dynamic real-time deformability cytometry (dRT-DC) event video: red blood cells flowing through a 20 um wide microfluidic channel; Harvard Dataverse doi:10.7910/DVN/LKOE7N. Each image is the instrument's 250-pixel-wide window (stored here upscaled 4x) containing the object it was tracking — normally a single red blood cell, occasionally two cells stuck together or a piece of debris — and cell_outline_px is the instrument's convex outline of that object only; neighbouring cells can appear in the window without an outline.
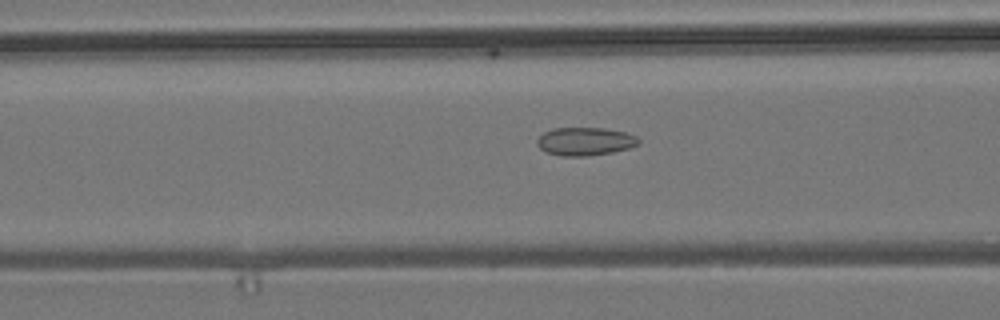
{"species": "common noctule bat (a hibernating species)", "species_latin": "Nyctalus noctula", "temperature_condition": "room temperature", "stored_images_in_passage": 39, "camera_frame_rate_fps": 3000, "um_per_image_px": 0.085, "animal": {"sex": "male", "body_mass_g": 19.2, "forearm_length_mm": 51.8}, "frame": {"image": 1, "passage_image": 18, "time_ms": 5.667, "image_size_px": [1000, 320], "cell_outline_px": [[640, 144], [628, 148], [612, 152], [588, 156], [564, 156], [548, 152], [540, 148], [536, 144], [536, 140], [544, 132], [552, 128], [604, 128], [624, 132], [636, 136], [640, 140]], "centroid_in_image_um": [49.73, 12.01], "position_along_channel_um": 116.9, "area_um2": 16.59}}
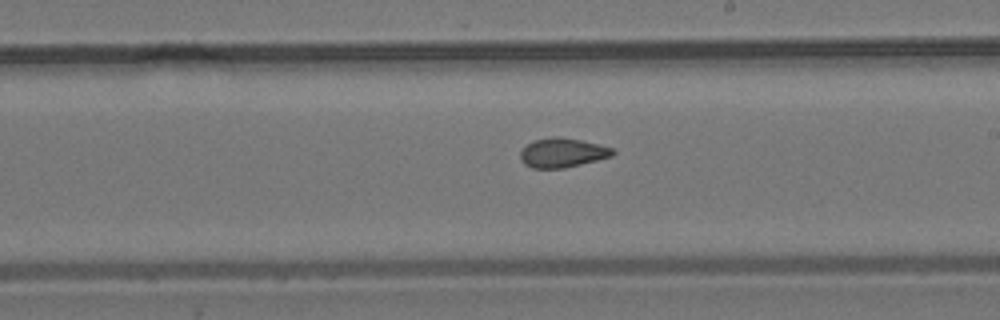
{"frame": {"image": 2, "passage_image": 28, "time_ms": 9.0, "image_size_px": [1000, 320], "cell_outline_px": [[616, 152], [612, 156], [564, 168], [532, 168], [524, 164], [520, 160], [520, 152], [532, 140], [552, 136], [560, 136], [580, 140], [612, 148]], "centroid_in_image_um": [47.77, 12.98], "position_along_channel_um": 241.2, "area_um2": 15.72}}
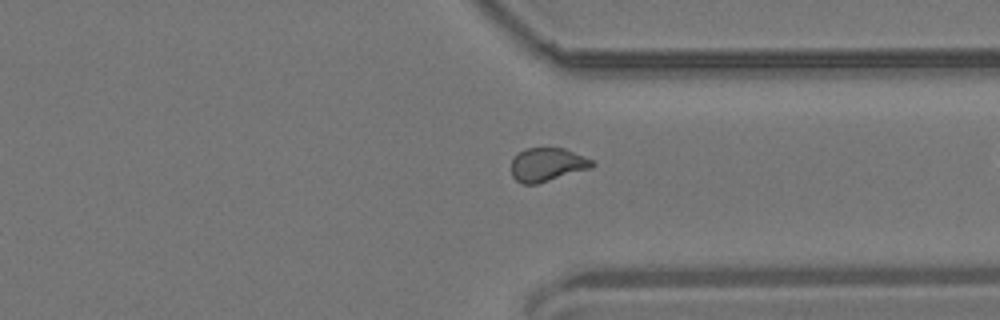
{"frame": {"image": 3, "passage_image": 38, "time_ms": 12.333, "image_size_px": [1000, 320], "cell_outline_px": [[596, 164], [592, 168], [536, 184], [520, 184], [512, 176], [512, 156], [524, 148], [564, 148], [584, 156], [592, 160]], "centroid_in_image_um": [46.5, 13.99], "position_along_channel_um": 364.9, "area_um2": 15.95}}